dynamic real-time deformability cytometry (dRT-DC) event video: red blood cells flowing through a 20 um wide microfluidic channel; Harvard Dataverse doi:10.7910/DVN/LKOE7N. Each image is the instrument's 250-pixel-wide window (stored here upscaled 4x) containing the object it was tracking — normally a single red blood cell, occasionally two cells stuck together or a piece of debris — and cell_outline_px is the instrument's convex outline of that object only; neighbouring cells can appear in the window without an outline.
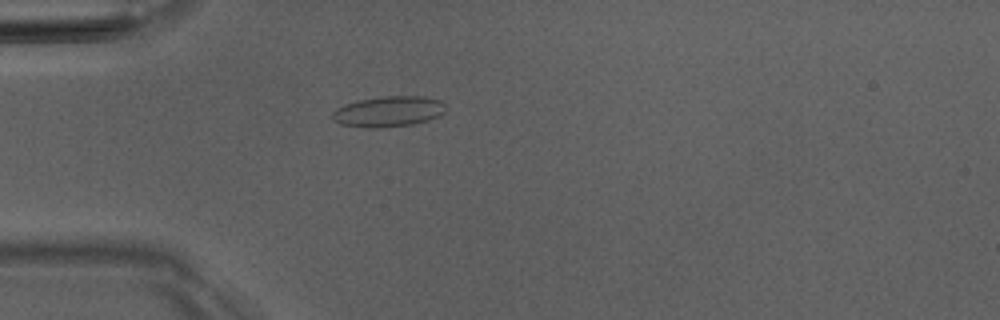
{"species": "Egyptian fruit bat (a non-hibernating species)", "species_latin": "Rousettus aegyptiacus", "temperature_condition": "room temperature", "stored_images_in_passage": 1, "camera_frame_rate_fps": 3000, "um_per_image_px": 0.085, "animal": {"sex": "male"}, "frame": {"image": 1, "passage_image": 1, "time_ms": 0.0, "image_size_px": [1000, 320], "cell_outline_px": [[444, 112], [440, 116], [428, 120], [412, 124], [380, 128], [368, 128], [340, 124], [332, 120], [332, 112], [336, 108], [344, 104], [360, 100], [384, 96], [424, 96], [440, 100], [444, 104]], "centroid_in_image_um": [33.0, 9.48], "position_along_channel_um": 52.0, "area_um2": 20.29}}